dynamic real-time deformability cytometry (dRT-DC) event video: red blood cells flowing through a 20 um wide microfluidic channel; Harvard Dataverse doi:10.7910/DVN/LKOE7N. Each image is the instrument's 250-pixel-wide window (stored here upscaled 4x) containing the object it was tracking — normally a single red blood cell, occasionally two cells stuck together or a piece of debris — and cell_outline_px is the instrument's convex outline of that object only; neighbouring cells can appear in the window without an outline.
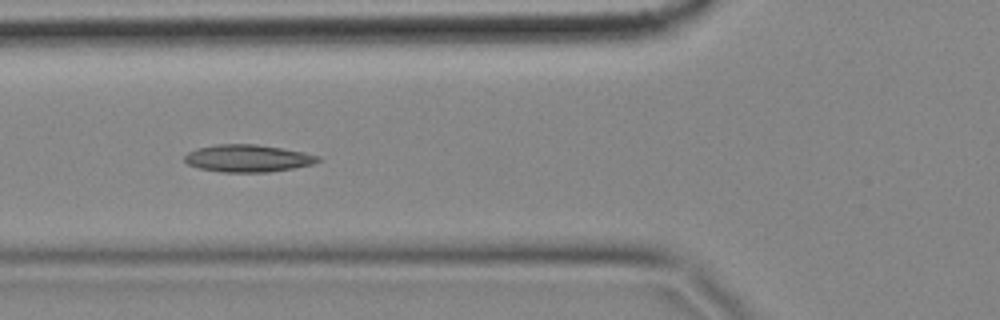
{"species": "common noctule bat (a hibernating species)", "species_latin": "Nyctalus noctula", "temperature_condition": "cold", "stored_images_in_passage": 51, "camera_frame_rate_fps": 3000, "um_per_image_px": 0.085, "animal": {"sex": "female", "body_mass_g": 18.4}, "frame": {"image": 1, "passage_image": 18, "time_ms": 5.667, "image_size_px": [1000, 320], "cell_outline_px": [[320, 160], [312, 164], [292, 168], [268, 172], [220, 172], [200, 168], [188, 164], [184, 160], [184, 156], [188, 152], [196, 148], [216, 144], [256, 144], [304, 152], [320, 156]], "centroid_in_image_um": [21.04, 13.45], "position_along_channel_um": 104.8, "area_um2": 21.15}}
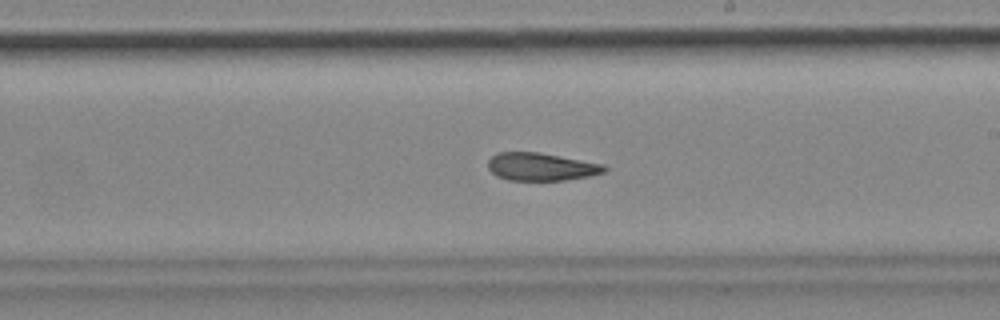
{"frame": {"image": 2, "passage_image": 30, "time_ms": 9.667, "image_size_px": [1000, 320], "cell_outline_px": [[608, 168], [604, 172], [588, 176], [564, 180], [508, 180], [496, 176], [488, 168], [488, 160], [492, 156], [500, 152], [536, 152], [604, 164]], "centroid_in_image_um": [45.98, 14.18], "position_along_channel_um": 243.0, "area_um2": 18.67}}
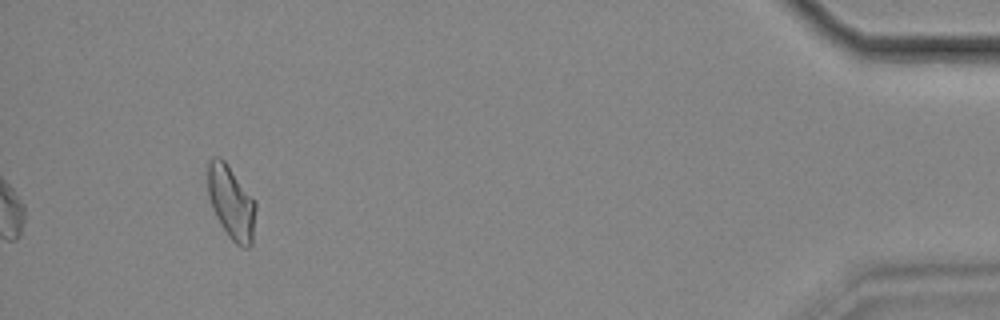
{"frame": {"image": 3, "passage_image": 51, "time_ms": 16.667, "image_size_px": [1000, 320], "cell_outline_px": [[256, 208], [252, 244], [248, 248], [244, 248], [236, 244], [228, 236], [220, 224], [212, 208], [208, 196], [208, 160], [212, 156], [220, 156], [224, 160], [256, 204]], "centroid_in_image_um": [19.63, 17.23], "position_along_channel_um": 415.6, "area_um2": 20.29}, "authors_computed_cell_mechanics": {"area_um2": 19.8832, "velocity_mm_per_s": 3.4606, "shape_relaxation_time_tau1_ms": null, "shape_relaxation_time_tau2_ms": 4.5151, "deformation_change_tau1": null, "deformation_change_tau2": 0.1228}}